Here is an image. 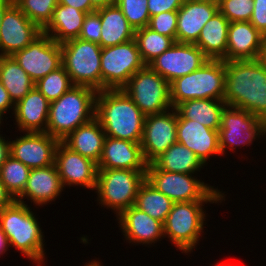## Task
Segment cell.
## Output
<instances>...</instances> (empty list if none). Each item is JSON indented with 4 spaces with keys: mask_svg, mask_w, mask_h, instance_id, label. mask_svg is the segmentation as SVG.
I'll return each mask as SVG.
<instances>
[{
    "mask_svg": "<svg viewBox=\"0 0 266 266\" xmlns=\"http://www.w3.org/2000/svg\"><path fill=\"white\" fill-rule=\"evenodd\" d=\"M224 101L266 122V68L259 59L225 61Z\"/></svg>",
    "mask_w": 266,
    "mask_h": 266,
    "instance_id": "obj_1",
    "label": "cell"
},
{
    "mask_svg": "<svg viewBox=\"0 0 266 266\" xmlns=\"http://www.w3.org/2000/svg\"><path fill=\"white\" fill-rule=\"evenodd\" d=\"M95 117L107 137L141 142L146 116L122 89L97 92Z\"/></svg>",
    "mask_w": 266,
    "mask_h": 266,
    "instance_id": "obj_2",
    "label": "cell"
},
{
    "mask_svg": "<svg viewBox=\"0 0 266 266\" xmlns=\"http://www.w3.org/2000/svg\"><path fill=\"white\" fill-rule=\"evenodd\" d=\"M28 204L16 200L0 210V227L14 247L38 266L45 259L44 232Z\"/></svg>",
    "mask_w": 266,
    "mask_h": 266,
    "instance_id": "obj_3",
    "label": "cell"
},
{
    "mask_svg": "<svg viewBox=\"0 0 266 266\" xmlns=\"http://www.w3.org/2000/svg\"><path fill=\"white\" fill-rule=\"evenodd\" d=\"M97 91L72 86L58 100L50 102L46 133L60 142L80 125L95 117Z\"/></svg>",
    "mask_w": 266,
    "mask_h": 266,
    "instance_id": "obj_4",
    "label": "cell"
},
{
    "mask_svg": "<svg viewBox=\"0 0 266 266\" xmlns=\"http://www.w3.org/2000/svg\"><path fill=\"white\" fill-rule=\"evenodd\" d=\"M225 61L209 59L200 68L170 83L171 105L192 99L223 100L225 96Z\"/></svg>",
    "mask_w": 266,
    "mask_h": 266,
    "instance_id": "obj_5",
    "label": "cell"
},
{
    "mask_svg": "<svg viewBox=\"0 0 266 266\" xmlns=\"http://www.w3.org/2000/svg\"><path fill=\"white\" fill-rule=\"evenodd\" d=\"M222 203V201H187L175 202L172 205L165 222L163 223L164 238L172 242V245L181 253H191L200 241L204 232L206 212L203 204Z\"/></svg>",
    "mask_w": 266,
    "mask_h": 266,
    "instance_id": "obj_6",
    "label": "cell"
},
{
    "mask_svg": "<svg viewBox=\"0 0 266 266\" xmlns=\"http://www.w3.org/2000/svg\"><path fill=\"white\" fill-rule=\"evenodd\" d=\"M146 179V170L98 169L95 192L101 207L110 208L118 217L135 204L139 186Z\"/></svg>",
    "mask_w": 266,
    "mask_h": 266,
    "instance_id": "obj_7",
    "label": "cell"
},
{
    "mask_svg": "<svg viewBox=\"0 0 266 266\" xmlns=\"http://www.w3.org/2000/svg\"><path fill=\"white\" fill-rule=\"evenodd\" d=\"M61 45L62 66L73 85L86 86L102 91L101 46L80 38Z\"/></svg>",
    "mask_w": 266,
    "mask_h": 266,
    "instance_id": "obj_8",
    "label": "cell"
},
{
    "mask_svg": "<svg viewBox=\"0 0 266 266\" xmlns=\"http://www.w3.org/2000/svg\"><path fill=\"white\" fill-rule=\"evenodd\" d=\"M194 174L164 170H146V180L159 192L175 202L225 201V192L197 179Z\"/></svg>",
    "mask_w": 266,
    "mask_h": 266,
    "instance_id": "obj_9",
    "label": "cell"
},
{
    "mask_svg": "<svg viewBox=\"0 0 266 266\" xmlns=\"http://www.w3.org/2000/svg\"><path fill=\"white\" fill-rule=\"evenodd\" d=\"M147 116L172 108L170 83L148 65L138 70L122 88Z\"/></svg>",
    "mask_w": 266,
    "mask_h": 266,
    "instance_id": "obj_10",
    "label": "cell"
},
{
    "mask_svg": "<svg viewBox=\"0 0 266 266\" xmlns=\"http://www.w3.org/2000/svg\"><path fill=\"white\" fill-rule=\"evenodd\" d=\"M146 64L135 39L101 50L102 90L122 89Z\"/></svg>",
    "mask_w": 266,
    "mask_h": 266,
    "instance_id": "obj_11",
    "label": "cell"
},
{
    "mask_svg": "<svg viewBox=\"0 0 266 266\" xmlns=\"http://www.w3.org/2000/svg\"><path fill=\"white\" fill-rule=\"evenodd\" d=\"M266 136V122L250 112L226 106L222 112L219 128V149L222 155L227 149L252 145L258 137ZM242 145V146H241Z\"/></svg>",
    "mask_w": 266,
    "mask_h": 266,
    "instance_id": "obj_12",
    "label": "cell"
},
{
    "mask_svg": "<svg viewBox=\"0 0 266 266\" xmlns=\"http://www.w3.org/2000/svg\"><path fill=\"white\" fill-rule=\"evenodd\" d=\"M12 57L35 83L62 66L61 45L44 33Z\"/></svg>",
    "mask_w": 266,
    "mask_h": 266,
    "instance_id": "obj_13",
    "label": "cell"
},
{
    "mask_svg": "<svg viewBox=\"0 0 266 266\" xmlns=\"http://www.w3.org/2000/svg\"><path fill=\"white\" fill-rule=\"evenodd\" d=\"M209 58L193 43L174 42L148 66L169 83L177 78L194 72Z\"/></svg>",
    "mask_w": 266,
    "mask_h": 266,
    "instance_id": "obj_14",
    "label": "cell"
},
{
    "mask_svg": "<svg viewBox=\"0 0 266 266\" xmlns=\"http://www.w3.org/2000/svg\"><path fill=\"white\" fill-rule=\"evenodd\" d=\"M177 110L147 115L140 142L145 161L150 164L177 142Z\"/></svg>",
    "mask_w": 266,
    "mask_h": 266,
    "instance_id": "obj_15",
    "label": "cell"
},
{
    "mask_svg": "<svg viewBox=\"0 0 266 266\" xmlns=\"http://www.w3.org/2000/svg\"><path fill=\"white\" fill-rule=\"evenodd\" d=\"M43 30L33 23L14 3L6 10L0 26V56H12L22 50Z\"/></svg>",
    "mask_w": 266,
    "mask_h": 266,
    "instance_id": "obj_16",
    "label": "cell"
},
{
    "mask_svg": "<svg viewBox=\"0 0 266 266\" xmlns=\"http://www.w3.org/2000/svg\"><path fill=\"white\" fill-rule=\"evenodd\" d=\"M58 139L46 132H23V136L10 140V155L24 165L44 168L55 164V152Z\"/></svg>",
    "mask_w": 266,
    "mask_h": 266,
    "instance_id": "obj_17",
    "label": "cell"
},
{
    "mask_svg": "<svg viewBox=\"0 0 266 266\" xmlns=\"http://www.w3.org/2000/svg\"><path fill=\"white\" fill-rule=\"evenodd\" d=\"M55 165L64 189L74 185L95 190L98 166L91 159L70 150L60 142L55 152Z\"/></svg>",
    "mask_w": 266,
    "mask_h": 266,
    "instance_id": "obj_18",
    "label": "cell"
},
{
    "mask_svg": "<svg viewBox=\"0 0 266 266\" xmlns=\"http://www.w3.org/2000/svg\"><path fill=\"white\" fill-rule=\"evenodd\" d=\"M177 142L193 151L206 166L212 156H222L219 149V130L205 127L197 121L177 119Z\"/></svg>",
    "mask_w": 266,
    "mask_h": 266,
    "instance_id": "obj_19",
    "label": "cell"
},
{
    "mask_svg": "<svg viewBox=\"0 0 266 266\" xmlns=\"http://www.w3.org/2000/svg\"><path fill=\"white\" fill-rule=\"evenodd\" d=\"M55 164L44 168H33L29 172L24 191L15 199L26 204L24 199L31 200L39 207L57 200L64 190ZM41 205V206H40Z\"/></svg>",
    "mask_w": 266,
    "mask_h": 266,
    "instance_id": "obj_20",
    "label": "cell"
},
{
    "mask_svg": "<svg viewBox=\"0 0 266 266\" xmlns=\"http://www.w3.org/2000/svg\"><path fill=\"white\" fill-rule=\"evenodd\" d=\"M117 220L128 243L150 246L152 243H157L160 238H164L163 223L134 205L124 210Z\"/></svg>",
    "mask_w": 266,
    "mask_h": 266,
    "instance_id": "obj_21",
    "label": "cell"
},
{
    "mask_svg": "<svg viewBox=\"0 0 266 266\" xmlns=\"http://www.w3.org/2000/svg\"><path fill=\"white\" fill-rule=\"evenodd\" d=\"M224 61L259 59L265 36L249 21L231 22Z\"/></svg>",
    "mask_w": 266,
    "mask_h": 266,
    "instance_id": "obj_22",
    "label": "cell"
},
{
    "mask_svg": "<svg viewBox=\"0 0 266 266\" xmlns=\"http://www.w3.org/2000/svg\"><path fill=\"white\" fill-rule=\"evenodd\" d=\"M98 169L147 170L140 143L105 137Z\"/></svg>",
    "mask_w": 266,
    "mask_h": 266,
    "instance_id": "obj_23",
    "label": "cell"
},
{
    "mask_svg": "<svg viewBox=\"0 0 266 266\" xmlns=\"http://www.w3.org/2000/svg\"><path fill=\"white\" fill-rule=\"evenodd\" d=\"M218 11V3L185 0L177 11L176 42L195 43L206 22Z\"/></svg>",
    "mask_w": 266,
    "mask_h": 266,
    "instance_id": "obj_24",
    "label": "cell"
},
{
    "mask_svg": "<svg viewBox=\"0 0 266 266\" xmlns=\"http://www.w3.org/2000/svg\"><path fill=\"white\" fill-rule=\"evenodd\" d=\"M50 102L34 87L14 107L15 125L22 132H46Z\"/></svg>",
    "mask_w": 266,
    "mask_h": 266,
    "instance_id": "obj_25",
    "label": "cell"
},
{
    "mask_svg": "<svg viewBox=\"0 0 266 266\" xmlns=\"http://www.w3.org/2000/svg\"><path fill=\"white\" fill-rule=\"evenodd\" d=\"M106 134L99 120L94 117L89 122L80 125L61 142L70 150L98 164Z\"/></svg>",
    "mask_w": 266,
    "mask_h": 266,
    "instance_id": "obj_26",
    "label": "cell"
},
{
    "mask_svg": "<svg viewBox=\"0 0 266 266\" xmlns=\"http://www.w3.org/2000/svg\"><path fill=\"white\" fill-rule=\"evenodd\" d=\"M101 20V48L115 46L134 39L135 29L116 4L98 8Z\"/></svg>",
    "mask_w": 266,
    "mask_h": 266,
    "instance_id": "obj_27",
    "label": "cell"
},
{
    "mask_svg": "<svg viewBox=\"0 0 266 266\" xmlns=\"http://www.w3.org/2000/svg\"><path fill=\"white\" fill-rule=\"evenodd\" d=\"M86 15V12L75 7L58 4L51 21L43 29V33L59 44L76 39L80 36Z\"/></svg>",
    "mask_w": 266,
    "mask_h": 266,
    "instance_id": "obj_28",
    "label": "cell"
},
{
    "mask_svg": "<svg viewBox=\"0 0 266 266\" xmlns=\"http://www.w3.org/2000/svg\"><path fill=\"white\" fill-rule=\"evenodd\" d=\"M230 22L218 10L201 29L194 43L209 59H222L226 55Z\"/></svg>",
    "mask_w": 266,
    "mask_h": 266,
    "instance_id": "obj_29",
    "label": "cell"
},
{
    "mask_svg": "<svg viewBox=\"0 0 266 266\" xmlns=\"http://www.w3.org/2000/svg\"><path fill=\"white\" fill-rule=\"evenodd\" d=\"M204 167V164L193 151L176 142L152 163L148 164L147 170H164L196 175Z\"/></svg>",
    "mask_w": 266,
    "mask_h": 266,
    "instance_id": "obj_30",
    "label": "cell"
},
{
    "mask_svg": "<svg viewBox=\"0 0 266 266\" xmlns=\"http://www.w3.org/2000/svg\"><path fill=\"white\" fill-rule=\"evenodd\" d=\"M226 106L224 100L192 99L184 101L175 109L177 119L194 120L207 128L219 130L222 112Z\"/></svg>",
    "mask_w": 266,
    "mask_h": 266,
    "instance_id": "obj_31",
    "label": "cell"
},
{
    "mask_svg": "<svg viewBox=\"0 0 266 266\" xmlns=\"http://www.w3.org/2000/svg\"><path fill=\"white\" fill-rule=\"evenodd\" d=\"M0 82L14 104L35 87V82L12 56H0Z\"/></svg>",
    "mask_w": 266,
    "mask_h": 266,
    "instance_id": "obj_32",
    "label": "cell"
},
{
    "mask_svg": "<svg viewBox=\"0 0 266 266\" xmlns=\"http://www.w3.org/2000/svg\"><path fill=\"white\" fill-rule=\"evenodd\" d=\"M173 201L156 190L146 179L139 186L135 204L139 210L164 223L171 211Z\"/></svg>",
    "mask_w": 266,
    "mask_h": 266,
    "instance_id": "obj_33",
    "label": "cell"
},
{
    "mask_svg": "<svg viewBox=\"0 0 266 266\" xmlns=\"http://www.w3.org/2000/svg\"><path fill=\"white\" fill-rule=\"evenodd\" d=\"M134 39L146 65L168 50L175 42L171 37L159 34L148 26L135 30Z\"/></svg>",
    "mask_w": 266,
    "mask_h": 266,
    "instance_id": "obj_34",
    "label": "cell"
},
{
    "mask_svg": "<svg viewBox=\"0 0 266 266\" xmlns=\"http://www.w3.org/2000/svg\"><path fill=\"white\" fill-rule=\"evenodd\" d=\"M30 168L9 156L0 168V180L6 190L16 199L26 186Z\"/></svg>",
    "mask_w": 266,
    "mask_h": 266,
    "instance_id": "obj_35",
    "label": "cell"
},
{
    "mask_svg": "<svg viewBox=\"0 0 266 266\" xmlns=\"http://www.w3.org/2000/svg\"><path fill=\"white\" fill-rule=\"evenodd\" d=\"M72 86L74 85L70 76L63 66L53 72H50L47 76L39 79L35 83V87L49 102L58 100Z\"/></svg>",
    "mask_w": 266,
    "mask_h": 266,
    "instance_id": "obj_36",
    "label": "cell"
},
{
    "mask_svg": "<svg viewBox=\"0 0 266 266\" xmlns=\"http://www.w3.org/2000/svg\"><path fill=\"white\" fill-rule=\"evenodd\" d=\"M14 4L43 30L51 21L58 0H14Z\"/></svg>",
    "mask_w": 266,
    "mask_h": 266,
    "instance_id": "obj_37",
    "label": "cell"
},
{
    "mask_svg": "<svg viewBox=\"0 0 266 266\" xmlns=\"http://www.w3.org/2000/svg\"><path fill=\"white\" fill-rule=\"evenodd\" d=\"M115 4L135 30L148 26L150 15L147 0H116Z\"/></svg>",
    "mask_w": 266,
    "mask_h": 266,
    "instance_id": "obj_38",
    "label": "cell"
},
{
    "mask_svg": "<svg viewBox=\"0 0 266 266\" xmlns=\"http://www.w3.org/2000/svg\"><path fill=\"white\" fill-rule=\"evenodd\" d=\"M254 0H219L218 10L231 22L250 21Z\"/></svg>",
    "mask_w": 266,
    "mask_h": 266,
    "instance_id": "obj_39",
    "label": "cell"
},
{
    "mask_svg": "<svg viewBox=\"0 0 266 266\" xmlns=\"http://www.w3.org/2000/svg\"><path fill=\"white\" fill-rule=\"evenodd\" d=\"M177 21V11L162 12L150 17L148 27L176 42Z\"/></svg>",
    "mask_w": 266,
    "mask_h": 266,
    "instance_id": "obj_40",
    "label": "cell"
},
{
    "mask_svg": "<svg viewBox=\"0 0 266 266\" xmlns=\"http://www.w3.org/2000/svg\"><path fill=\"white\" fill-rule=\"evenodd\" d=\"M101 30L102 27L99 14L96 11L88 13L85 16L80 36L78 38L98 43L100 45Z\"/></svg>",
    "mask_w": 266,
    "mask_h": 266,
    "instance_id": "obj_41",
    "label": "cell"
},
{
    "mask_svg": "<svg viewBox=\"0 0 266 266\" xmlns=\"http://www.w3.org/2000/svg\"><path fill=\"white\" fill-rule=\"evenodd\" d=\"M185 0H147L149 15L154 16L162 12L178 11Z\"/></svg>",
    "mask_w": 266,
    "mask_h": 266,
    "instance_id": "obj_42",
    "label": "cell"
},
{
    "mask_svg": "<svg viewBox=\"0 0 266 266\" xmlns=\"http://www.w3.org/2000/svg\"><path fill=\"white\" fill-rule=\"evenodd\" d=\"M249 22L266 36V0H254L253 13Z\"/></svg>",
    "mask_w": 266,
    "mask_h": 266,
    "instance_id": "obj_43",
    "label": "cell"
},
{
    "mask_svg": "<svg viewBox=\"0 0 266 266\" xmlns=\"http://www.w3.org/2000/svg\"><path fill=\"white\" fill-rule=\"evenodd\" d=\"M58 4L75 7L76 9L86 12L87 14L97 10L92 5L91 0H58Z\"/></svg>",
    "mask_w": 266,
    "mask_h": 266,
    "instance_id": "obj_44",
    "label": "cell"
},
{
    "mask_svg": "<svg viewBox=\"0 0 266 266\" xmlns=\"http://www.w3.org/2000/svg\"><path fill=\"white\" fill-rule=\"evenodd\" d=\"M15 104L12 102L8 91L0 82V113L5 116V113L13 109L14 112Z\"/></svg>",
    "mask_w": 266,
    "mask_h": 266,
    "instance_id": "obj_45",
    "label": "cell"
},
{
    "mask_svg": "<svg viewBox=\"0 0 266 266\" xmlns=\"http://www.w3.org/2000/svg\"><path fill=\"white\" fill-rule=\"evenodd\" d=\"M14 201L15 199L6 190L5 185L0 180V210L4 207L10 206Z\"/></svg>",
    "mask_w": 266,
    "mask_h": 266,
    "instance_id": "obj_46",
    "label": "cell"
},
{
    "mask_svg": "<svg viewBox=\"0 0 266 266\" xmlns=\"http://www.w3.org/2000/svg\"><path fill=\"white\" fill-rule=\"evenodd\" d=\"M0 134V168L10 156V141Z\"/></svg>",
    "mask_w": 266,
    "mask_h": 266,
    "instance_id": "obj_47",
    "label": "cell"
},
{
    "mask_svg": "<svg viewBox=\"0 0 266 266\" xmlns=\"http://www.w3.org/2000/svg\"><path fill=\"white\" fill-rule=\"evenodd\" d=\"M8 247L10 248L9 240L0 227V255H3L6 251H8Z\"/></svg>",
    "mask_w": 266,
    "mask_h": 266,
    "instance_id": "obj_48",
    "label": "cell"
},
{
    "mask_svg": "<svg viewBox=\"0 0 266 266\" xmlns=\"http://www.w3.org/2000/svg\"><path fill=\"white\" fill-rule=\"evenodd\" d=\"M14 3V0H0V26L6 10Z\"/></svg>",
    "mask_w": 266,
    "mask_h": 266,
    "instance_id": "obj_49",
    "label": "cell"
},
{
    "mask_svg": "<svg viewBox=\"0 0 266 266\" xmlns=\"http://www.w3.org/2000/svg\"><path fill=\"white\" fill-rule=\"evenodd\" d=\"M116 0H91L92 5L98 9L115 4Z\"/></svg>",
    "mask_w": 266,
    "mask_h": 266,
    "instance_id": "obj_50",
    "label": "cell"
},
{
    "mask_svg": "<svg viewBox=\"0 0 266 266\" xmlns=\"http://www.w3.org/2000/svg\"><path fill=\"white\" fill-rule=\"evenodd\" d=\"M259 60L266 68V36L264 38L263 45L261 47V53L259 56Z\"/></svg>",
    "mask_w": 266,
    "mask_h": 266,
    "instance_id": "obj_51",
    "label": "cell"
},
{
    "mask_svg": "<svg viewBox=\"0 0 266 266\" xmlns=\"http://www.w3.org/2000/svg\"><path fill=\"white\" fill-rule=\"evenodd\" d=\"M102 263L101 262H98V260H92L91 262L87 263L86 262V266H103L101 265Z\"/></svg>",
    "mask_w": 266,
    "mask_h": 266,
    "instance_id": "obj_52",
    "label": "cell"
},
{
    "mask_svg": "<svg viewBox=\"0 0 266 266\" xmlns=\"http://www.w3.org/2000/svg\"><path fill=\"white\" fill-rule=\"evenodd\" d=\"M190 1H203V2H211V3H218L219 0H190Z\"/></svg>",
    "mask_w": 266,
    "mask_h": 266,
    "instance_id": "obj_53",
    "label": "cell"
},
{
    "mask_svg": "<svg viewBox=\"0 0 266 266\" xmlns=\"http://www.w3.org/2000/svg\"><path fill=\"white\" fill-rule=\"evenodd\" d=\"M233 264H230V263H228V264H226V263H221V264H219V263H216L214 266H232ZM233 266H235V265H233ZM237 266V265H236Z\"/></svg>",
    "mask_w": 266,
    "mask_h": 266,
    "instance_id": "obj_54",
    "label": "cell"
},
{
    "mask_svg": "<svg viewBox=\"0 0 266 266\" xmlns=\"http://www.w3.org/2000/svg\"><path fill=\"white\" fill-rule=\"evenodd\" d=\"M2 117L4 118V116L0 113V128H1L2 121H3Z\"/></svg>",
    "mask_w": 266,
    "mask_h": 266,
    "instance_id": "obj_55",
    "label": "cell"
}]
</instances>
